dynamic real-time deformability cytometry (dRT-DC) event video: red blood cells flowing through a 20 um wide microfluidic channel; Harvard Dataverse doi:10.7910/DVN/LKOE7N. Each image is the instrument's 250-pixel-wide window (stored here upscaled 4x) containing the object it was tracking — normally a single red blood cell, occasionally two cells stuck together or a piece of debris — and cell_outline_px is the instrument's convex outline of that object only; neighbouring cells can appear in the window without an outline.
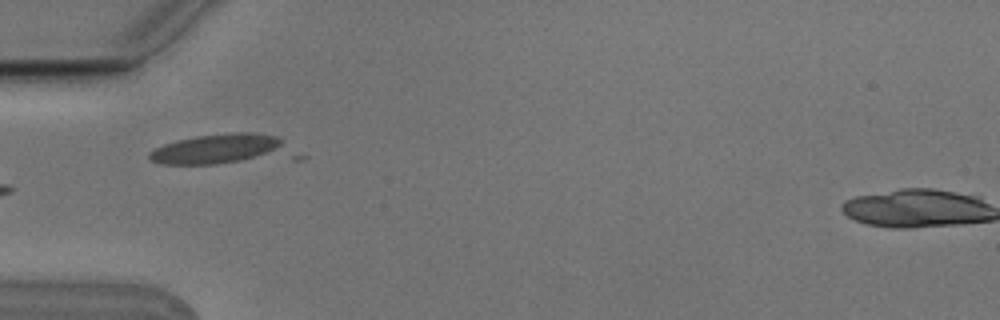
{"species": "Egyptian fruit bat (a non-hibernating species)", "species_latin": "Rousettus aegyptiacus", "temperature_condition": "cold", "stored_images_in_passage": 7, "camera_frame_rate_fps": 3000, "um_per_image_px": 0.085, "animal": {"sex": "male"}, "frame": {"image": 1, "passage_image": 3, "time_ms": 0.667, "image_size_px": [1000, 320], "cell_outline_px": [[280, 144], [264, 152], [252, 156], [236, 160], [216, 164], [160, 164], [148, 160], [148, 152], [164, 144], [176, 140], [196, 136], [232, 132], [248, 132], [276, 136], [280, 140]], "centroid_in_image_um": [18.12, 12.62], "position_along_channel_um": 66.9, "area_um2": 21.96}}
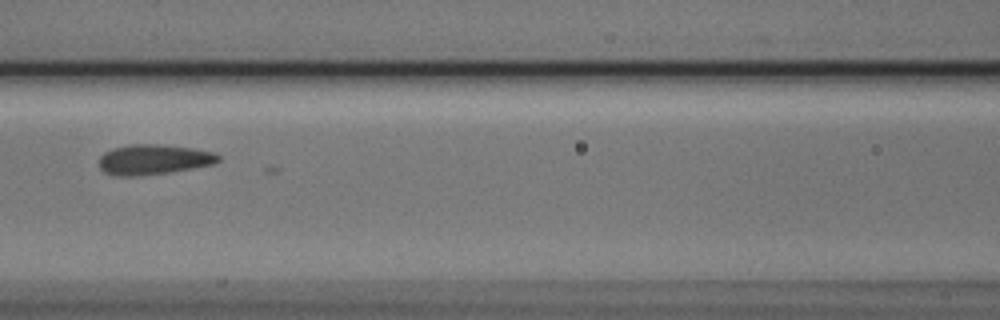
{"frame": {"image": 2, "passage_image": 5, "time_ms": 1.333, "image_size_px": [1000, 320], "cell_outline_px": [[220, 160], [212, 164], [192, 168], [168, 172], [132, 176], [124, 176], [104, 172], [100, 168], [100, 156], [104, 152], [112, 148], [128, 144], [160, 144], [192, 148], [212, 152], [220, 156]], "centroid_in_image_um": [13.03, 13.54], "position_along_channel_um": 153.6, "area_um2": 20.69}}
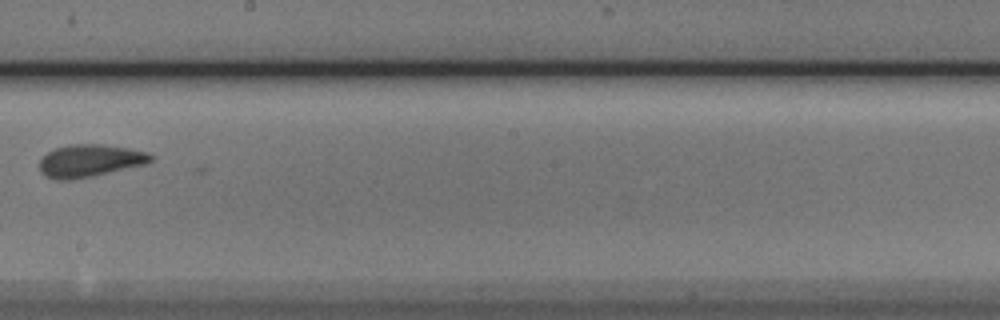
{"frame": {"image": 3, "passage_image": 7, "time_ms": 2.0, "image_size_px": [1000, 320], "cell_outline_px": [[156, 156], [148, 164], [92, 176], [72, 180], [56, 180], [40, 172], [40, 160], [48, 152], [56, 148], [72, 144], [104, 144], [128, 148], [148, 152]], "centroid_in_image_um": [7.69, 13.66], "position_along_channel_um": 240.5, "area_um2": 21.15}}